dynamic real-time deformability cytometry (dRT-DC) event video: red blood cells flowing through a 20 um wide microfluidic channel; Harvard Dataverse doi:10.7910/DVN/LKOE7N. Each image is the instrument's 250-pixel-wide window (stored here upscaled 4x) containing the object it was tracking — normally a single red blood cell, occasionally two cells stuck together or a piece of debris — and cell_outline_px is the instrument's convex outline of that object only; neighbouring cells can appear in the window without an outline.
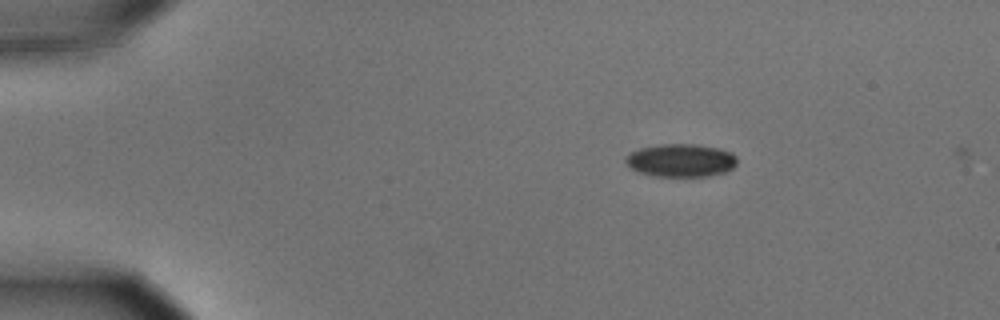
{"species": "common noctule bat (a hibernating species)", "species_latin": "Nyctalus noctula", "temperature_condition": "cold", "stored_images_in_passage": 6, "camera_frame_rate_fps": 3000, "um_per_image_px": 0.085, "animal": {"sex": "male", "body_mass_g": 15.6}, "frame": {"image": 1, "passage_image": 1, "time_ms": 0.0, "image_size_px": [1000, 320], "cell_outline_px": [[736, 164], [732, 168], [724, 172], [708, 176], [652, 176], [640, 172], [632, 168], [624, 160], [632, 152], [640, 148], [660, 144], [692, 144], [716, 148], [728, 152], [736, 156]], "centroid_in_image_um": [57.86, 13.64], "position_along_channel_um": 27.1, "area_um2": 21.04}}